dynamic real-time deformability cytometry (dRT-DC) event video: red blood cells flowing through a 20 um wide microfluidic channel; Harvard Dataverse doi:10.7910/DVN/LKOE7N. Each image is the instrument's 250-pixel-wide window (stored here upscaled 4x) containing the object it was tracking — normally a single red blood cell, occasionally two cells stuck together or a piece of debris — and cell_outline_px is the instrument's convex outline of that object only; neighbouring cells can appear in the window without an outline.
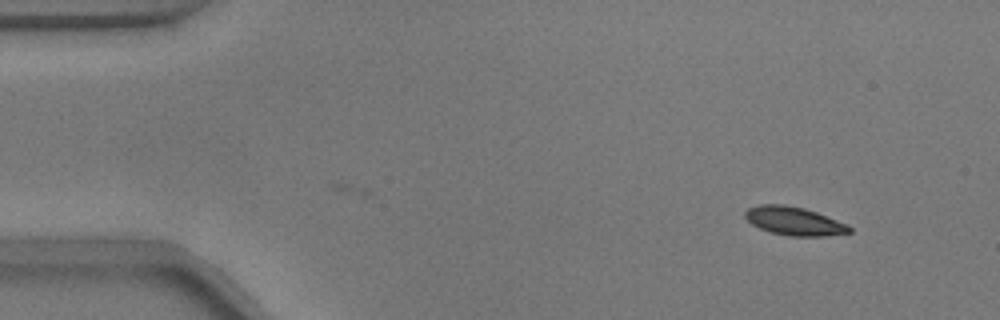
{"species": "common noctule bat (a hibernating species)", "species_latin": "Nyctalus noctula", "temperature_condition": "warm", "stored_images_in_passage": 11, "camera_frame_rate_fps": 3000, "um_per_image_px": 0.085, "animal": {"sex": "male", "body_mass_g": 17.9}, "frame": {"image": 1, "passage_image": 2, "time_ms": 0.333, "image_size_px": [1000, 320], "cell_outline_px": [[852, 232], [824, 236], [788, 236], [772, 232], [760, 228], [752, 224], [744, 216], [744, 212], [748, 208], [760, 204], [784, 204], [804, 208], [816, 212], [848, 224], [852, 228]], "centroid_in_image_um": [67.51, 18.78], "position_along_channel_um": 17.5, "area_um2": 17.28}}